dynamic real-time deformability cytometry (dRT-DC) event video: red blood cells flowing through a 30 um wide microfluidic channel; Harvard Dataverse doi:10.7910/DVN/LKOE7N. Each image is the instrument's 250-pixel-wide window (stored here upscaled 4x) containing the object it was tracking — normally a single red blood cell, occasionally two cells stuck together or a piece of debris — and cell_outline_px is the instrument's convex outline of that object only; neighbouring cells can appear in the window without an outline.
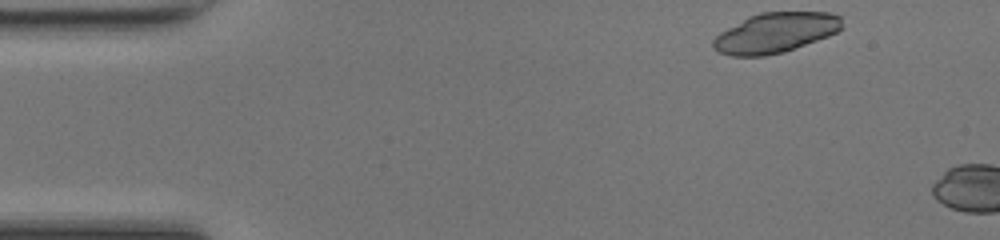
{"species": "common noctule bat (a hibernating species)", "species_latin": "Nyctalus noctula", "temperature_condition": "room temperature", "stored_images_in_passage": 4, "camera_frame_rate_fps": 3000, "um_per_image_px": 0.085, "animal": {"sex": "female", "body_mass_g": 17.0, "forearm_length_mm": 48.0}, "frame": {"image": 1, "passage_image": 1, "time_ms": 0.0, "image_size_px": [1000, 240], "cell_outline_px": [[844, 28], [828, 36], [784, 52], [764, 56], [732, 56], [720, 52], [712, 48], [712, 40], [720, 32], [748, 16], [760, 12], [828, 12], [840, 16]], "centroid_in_image_um": [65.9, 2.78], "position_along_channel_um": 19.1, "area_um2": 30.11}}